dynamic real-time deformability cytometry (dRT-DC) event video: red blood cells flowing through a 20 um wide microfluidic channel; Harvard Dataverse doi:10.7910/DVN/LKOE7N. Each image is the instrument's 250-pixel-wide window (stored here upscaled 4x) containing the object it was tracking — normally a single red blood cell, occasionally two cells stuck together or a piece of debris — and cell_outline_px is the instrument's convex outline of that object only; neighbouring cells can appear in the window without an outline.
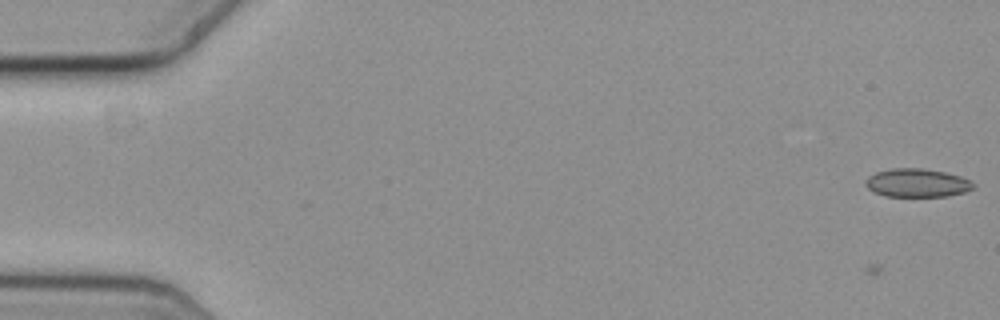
{"species": "common noctule bat (a hibernating species)", "species_latin": "Nyctalus noctula", "temperature_condition": "cold", "stored_images_in_passage": 6, "camera_frame_rate_fps": 3000, "um_per_image_px": 0.085, "animal": {"sex": "female", "body_mass_g": 19.3, "forearm_length_mm": 54.1}, "frame": {"image": 1, "passage_image": 6, "time_ms": 1.667, "image_size_px": [1000, 320], "cell_outline_px": [[972, 188], [964, 192], [948, 196], [888, 196], [872, 192], [864, 184], [868, 176], [876, 172], [892, 168], [920, 168], [944, 172], [960, 176], [968, 180], [972, 184]], "centroid_in_image_um": [77.89, 15.54], "position_along_channel_um": 7.1, "area_um2": 17.63}}